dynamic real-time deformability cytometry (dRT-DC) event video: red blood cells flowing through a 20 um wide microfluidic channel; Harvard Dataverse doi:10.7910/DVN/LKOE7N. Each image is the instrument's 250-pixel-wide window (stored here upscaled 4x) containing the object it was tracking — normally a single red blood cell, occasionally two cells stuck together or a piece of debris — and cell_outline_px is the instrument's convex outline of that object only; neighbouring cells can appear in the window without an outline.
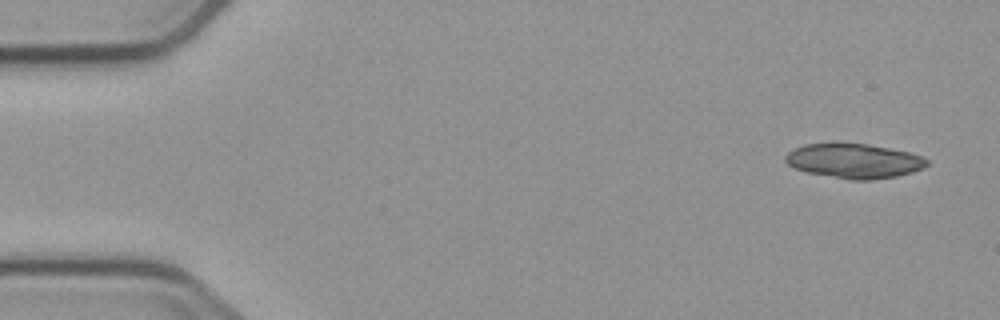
{"species": "common noctule bat (a hibernating species)", "species_latin": "Nyctalus noctula", "temperature_condition": "cold", "stored_images_in_passage": 4, "camera_frame_rate_fps": 3000, "um_per_image_px": 0.085, "animal": {"sex": "male", "body_mass_g": 23.1, "forearm_length_mm": 52.7}, "frame": {"image": 1, "passage_image": 1, "time_ms": 0.0, "image_size_px": [1000, 320], "cell_outline_px": [[928, 164], [924, 168], [912, 172], [896, 176], [872, 180], [852, 180], [808, 172], [796, 168], [788, 164], [784, 160], [784, 156], [788, 152], [804, 144], [868, 144], [908, 152], [920, 156], [928, 160]], "centroid_in_image_um": [72.61, 13.69], "position_along_channel_um": 12.4, "area_um2": 28.09}}